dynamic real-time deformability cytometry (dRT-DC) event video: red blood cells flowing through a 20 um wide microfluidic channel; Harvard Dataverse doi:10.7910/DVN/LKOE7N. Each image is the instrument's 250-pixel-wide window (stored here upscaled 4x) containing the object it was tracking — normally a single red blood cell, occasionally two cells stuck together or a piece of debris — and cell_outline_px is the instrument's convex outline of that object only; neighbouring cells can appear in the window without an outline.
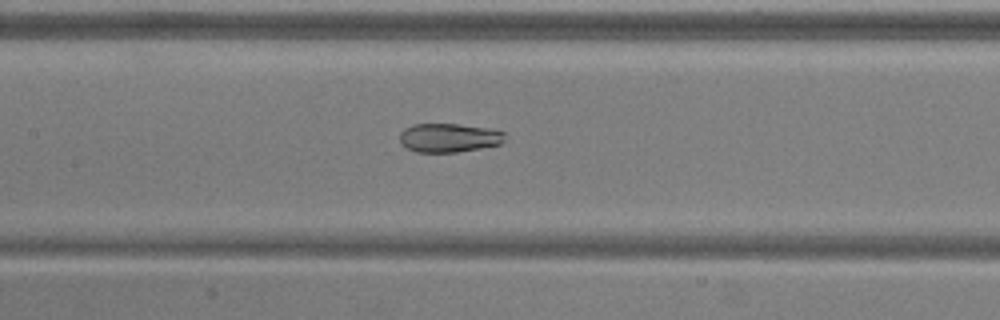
{"species": "common noctule bat (a hibernating species)", "species_latin": "Nyctalus noctula", "temperature_condition": "warm", "stored_images_in_passage": 54, "camera_frame_rate_fps": 3000, "um_per_image_px": 0.085, "animal": {"sex": "male", "body_mass_g": 20.5, "forearm_length_mm": 52.5}, "frame": {"image": 1, "passage_image": 25, "time_ms": 8.0, "image_size_px": [1000, 320], "cell_outline_px": [[504, 140], [500, 144], [480, 148], [456, 152], [416, 152], [408, 148], [400, 140], [400, 132], [404, 128], [412, 124], [460, 124], [496, 128], [504, 132]], "centroid_in_image_um": [38.19, 11.69], "position_along_channel_um": 169.2, "area_um2": 17.8}}
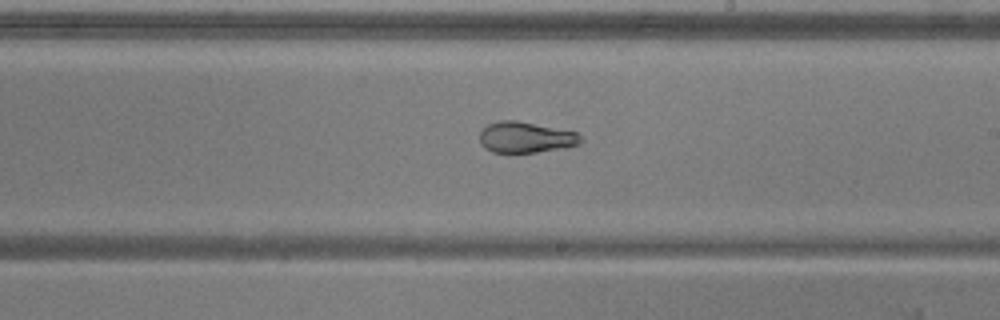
{"frame": {"image": 2, "passage_image": 31, "time_ms": 10.0, "image_size_px": [1000, 320], "cell_outline_px": [[584, 140], [580, 144], [564, 148], [536, 152], [492, 152], [484, 148], [480, 144], [480, 132], [488, 124], [500, 120], [516, 120], [576, 132]], "centroid_in_image_um": [44.68, 11.67], "position_along_channel_um": 244.3, "area_um2": 18.21}}
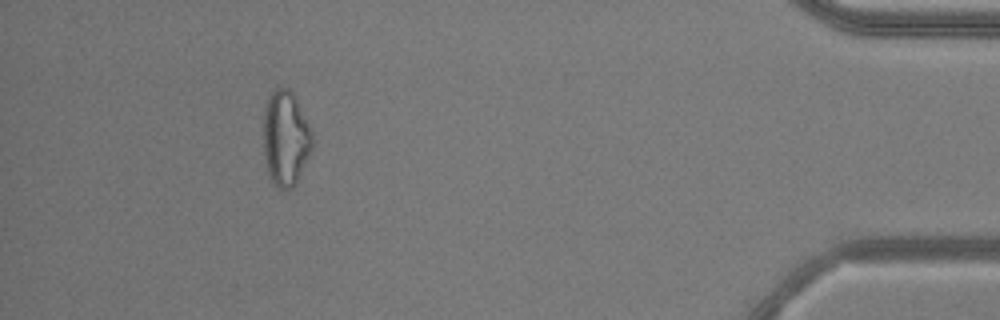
{"frame": {"image": 3, "passage_image": 49, "time_ms": 16.0, "image_size_px": [1000, 320], "cell_outline_px": [[312, 148], [296, 184], [292, 188], [284, 192], [276, 188], [268, 176], [264, 160], [264, 108], [268, 96], [276, 84], [288, 88], [296, 96], [312, 132]], "centroid_in_image_um": [24.25, 11.75], "position_along_channel_um": 410.9, "area_um2": 27.8}, "authors_computed_cell_mechanics": {"area_um2": 24.9696, "velocity_mm_per_s": 3.7724, "shape_relaxation_time_tau1_ms": null, "shape_relaxation_time_tau2_ms": 2.1249, "deformation_change_tau1": null, "deformation_change_tau2": 0.0719}}